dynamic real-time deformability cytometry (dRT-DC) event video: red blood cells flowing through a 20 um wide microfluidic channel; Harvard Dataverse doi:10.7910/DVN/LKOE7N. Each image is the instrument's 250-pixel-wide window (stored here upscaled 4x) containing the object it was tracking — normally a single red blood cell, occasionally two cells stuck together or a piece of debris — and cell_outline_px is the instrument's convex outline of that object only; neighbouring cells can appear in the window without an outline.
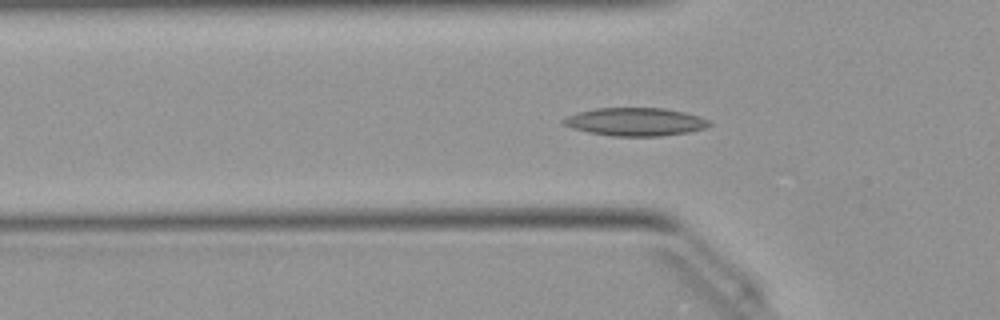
{"species": "Egyptian fruit bat (a non-hibernating species)", "species_latin": "Rousettus aegyptiacus", "temperature_condition": "warm", "stored_images_in_passage": 42, "camera_frame_rate_fps": 3000, "um_per_image_px": 0.085, "animal": {"sex": "female"}, "frame": {"image": 1, "passage_image": 11, "time_ms": 3.333, "image_size_px": [1000, 320], "cell_outline_px": [[712, 124], [704, 128], [688, 132], [660, 136], [612, 136], [588, 132], [572, 128], [560, 124], [560, 120], [568, 116], [580, 112], [596, 108], [664, 108], [684, 112], [700, 116], [708, 120]], "centroid_in_image_um": [53.98, 10.35], "position_along_channel_um": 71.8, "area_um2": 23.87}}
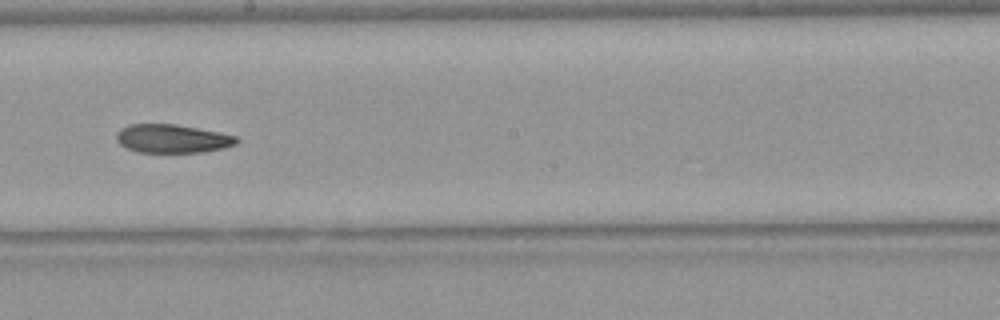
{"frame": {"image": 2, "passage_image": 23, "time_ms": 7.333, "image_size_px": [1000, 320], "cell_outline_px": [[240, 140], [236, 144], [224, 148], [204, 152], [140, 152], [128, 148], [120, 144], [116, 140], [116, 132], [120, 128], [128, 124], [176, 124], [220, 132], [236, 136]], "centroid_in_image_um": [14.65, 11.77], "position_along_channel_um": 233.5, "area_um2": 20.06}}
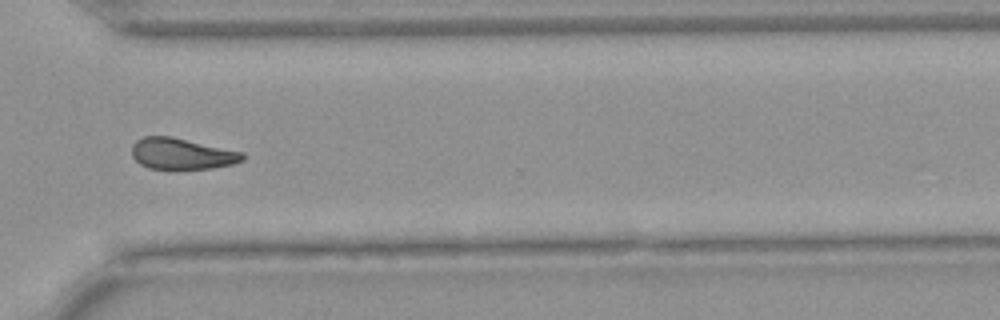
{"frame": {"image": 3, "passage_image": 32, "time_ms": 10.333, "image_size_px": [1000, 320], "cell_outline_px": [[244, 160], [232, 164], [212, 168], [168, 172], [148, 168], [140, 164], [132, 156], [132, 144], [136, 140], [144, 136], [172, 136], [244, 152]], "centroid_in_image_um": [15.43, 13.11], "position_along_channel_um": 355.2, "area_um2": 20.98}}